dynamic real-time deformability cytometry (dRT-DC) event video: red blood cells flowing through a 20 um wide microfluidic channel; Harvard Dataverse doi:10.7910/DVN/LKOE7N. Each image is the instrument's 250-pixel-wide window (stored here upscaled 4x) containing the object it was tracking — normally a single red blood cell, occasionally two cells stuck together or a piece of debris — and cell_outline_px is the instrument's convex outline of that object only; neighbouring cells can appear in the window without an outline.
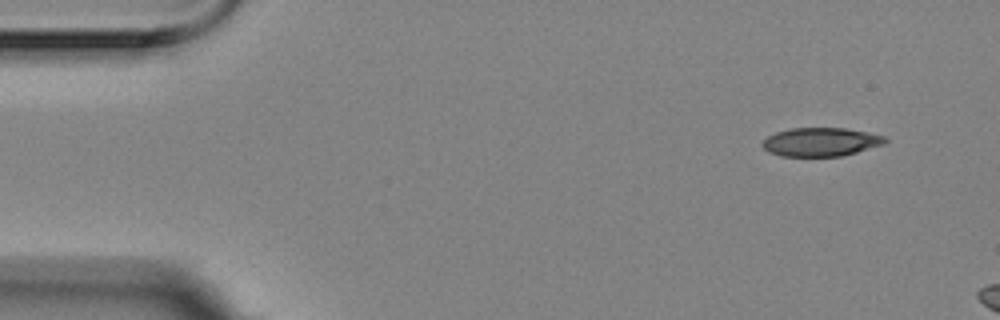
{"species": "Egyptian fruit bat (a non-hibernating species)", "species_latin": "Rousettus aegyptiacus", "temperature_condition": "room temperature", "stored_images_in_passage": 3, "camera_frame_rate_fps": 3000, "um_per_image_px": 0.085, "animal": {"sex": "female"}, "frame": {"image": 1, "passage_image": 1, "time_ms": 0.0, "image_size_px": [1000, 320], "cell_outline_px": [[888, 140], [884, 144], [856, 152], [840, 156], [780, 156], [768, 152], [760, 144], [768, 136], [776, 132], [792, 128], [844, 128], [868, 132], [884, 136]], "centroid_in_image_um": [69.75, 12.06], "position_along_channel_um": 15.2, "area_um2": 20.4}}